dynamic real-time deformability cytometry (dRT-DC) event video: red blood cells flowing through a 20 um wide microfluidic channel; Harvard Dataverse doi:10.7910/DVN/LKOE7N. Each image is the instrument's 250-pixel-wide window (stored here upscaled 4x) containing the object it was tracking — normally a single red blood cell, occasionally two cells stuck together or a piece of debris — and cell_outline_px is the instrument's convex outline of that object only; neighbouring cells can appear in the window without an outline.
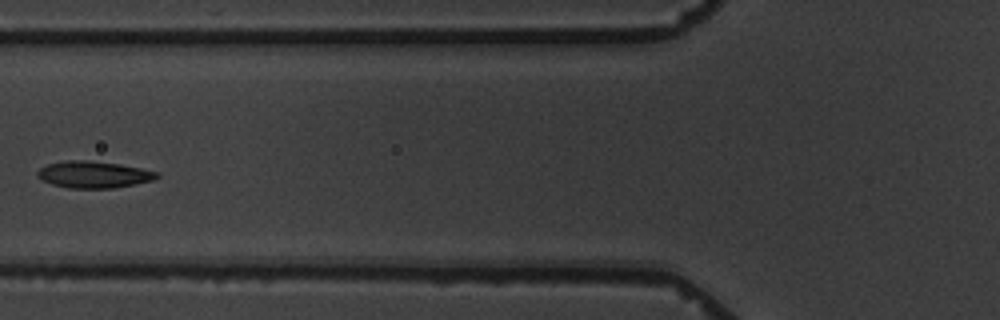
{"species": "common noctule bat (a hibernating species)", "species_latin": "Nyctalus noctula", "temperature_condition": "warm", "stored_images_in_passage": 10, "camera_frame_rate_fps": 3000, "um_per_image_px": 0.085, "animal": {"sex": "male", "body_mass_g": 19.5, "forearm_length_mm": 54.6}, "frame": {"image": 1, "passage_image": 6, "time_ms": 6.0, "image_size_px": [1000, 320], "cell_outline_px": [[160, 176], [152, 180], [112, 188], [68, 188], [52, 184], [40, 180], [36, 176], [36, 172], [40, 168], [48, 164], [68, 160], [92, 160], [120, 164], [140, 168], [156, 172]], "centroid_in_image_um": [7.9, 14.83], "position_along_channel_um": 117.9, "area_um2": 18.55}}
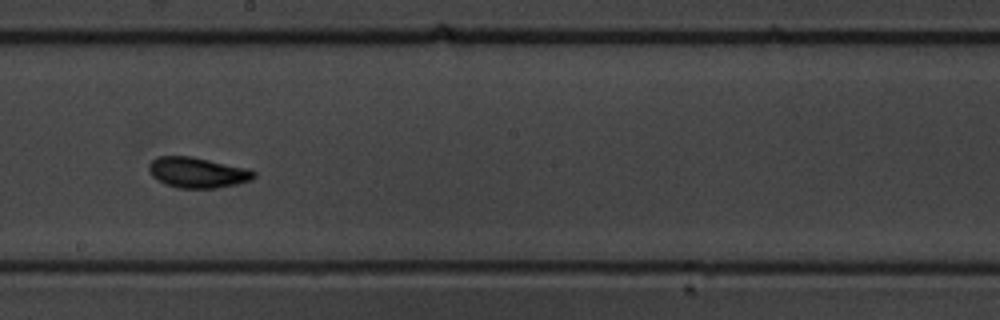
{"frame": {"image": 2, "passage_image": 9, "time_ms": 9.333, "image_size_px": [1000, 320], "cell_outline_px": [[256, 176], [252, 180], [236, 184], [216, 188], [180, 188], [164, 184], [156, 180], [152, 176], [148, 168], [148, 164], [156, 156], [192, 156], [248, 168], [256, 172]], "centroid_in_image_um": [16.78, 14.66], "position_along_channel_um": 231.4, "area_um2": 18.9}}
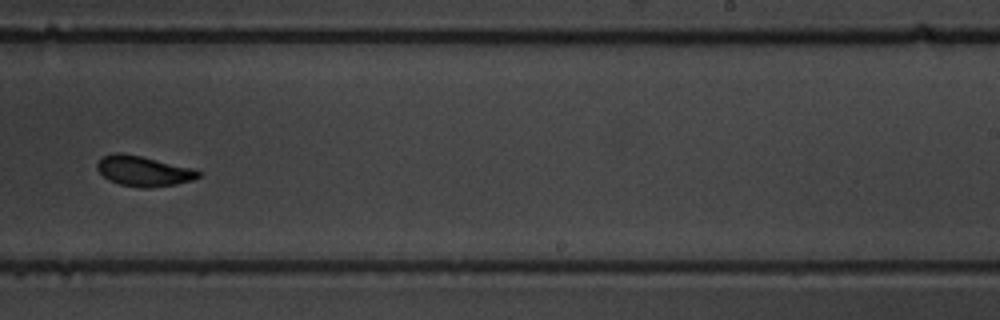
{"frame": {"image": 3, "passage_image": 10, "time_ms": 10.667, "image_size_px": [1000, 320], "cell_outline_px": [[200, 176], [192, 180], [176, 184], [152, 188], [140, 188], [120, 184], [108, 180], [96, 168], [96, 164], [104, 156], [112, 152], [120, 152], [140, 156], [196, 168], [200, 172]], "centroid_in_image_um": [12.21, 14.54], "position_along_channel_um": 276.8, "area_um2": 17.98}}